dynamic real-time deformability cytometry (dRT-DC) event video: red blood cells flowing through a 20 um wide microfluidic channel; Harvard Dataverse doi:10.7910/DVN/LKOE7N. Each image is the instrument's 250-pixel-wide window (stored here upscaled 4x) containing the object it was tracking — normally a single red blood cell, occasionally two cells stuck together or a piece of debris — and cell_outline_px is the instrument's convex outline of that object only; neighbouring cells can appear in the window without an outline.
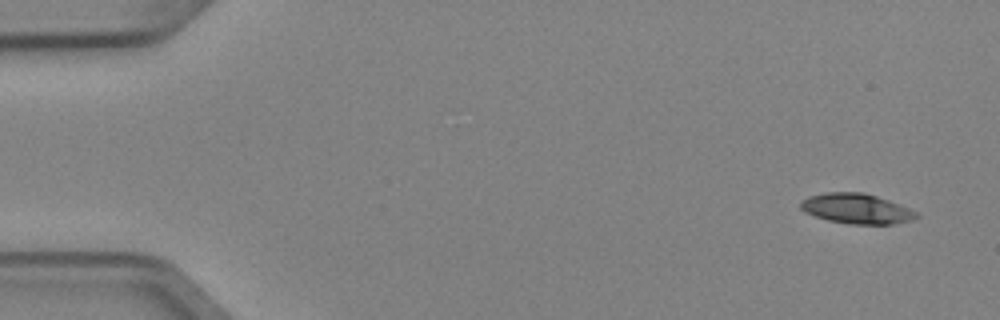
{"species": "Egyptian fruit bat (a non-hibernating species)", "species_latin": "Rousettus aegyptiacus", "temperature_condition": "cold", "stored_images_in_passage": 6, "camera_frame_rate_fps": 3000, "um_per_image_px": 0.085, "animal": {"sex": "female"}, "frame": {"image": 1, "passage_image": 1, "time_ms": 0.0, "image_size_px": [1000, 320], "cell_outline_px": [[920, 216], [912, 220], [892, 224], [848, 224], [828, 220], [804, 212], [800, 208], [800, 204], [808, 196], [824, 192], [864, 192], [888, 200], [908, 208], [916, 212]], "centroid_in_image_um": [72.79, 17.73], "position_along_channel_um": 12.2, "area_um2": 20.23}}
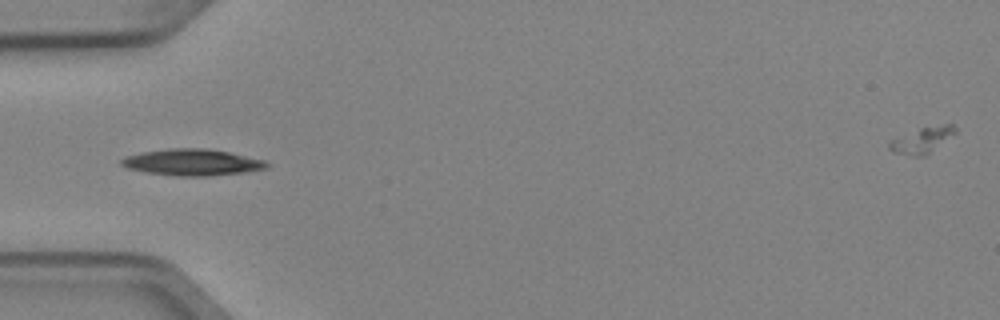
{"frame": {"image": 2, "passage_image": 5, "time_ms": 1.333, "image_size_px": [1000, 320], "cell_outline_px": [[272, 164], [268, 168], [244, 172], [208, 176], [176, 176], [144, 172], [128, 168], [120, 164], [120, 160], [124, 156], [144, 152], [172, 148], [208, 148], [228, 152], [264, 160]], "centroid_in_image_um": [16.34, 13.8], "position_along_channel_um": 68.7, "area_um2": 22.43}}
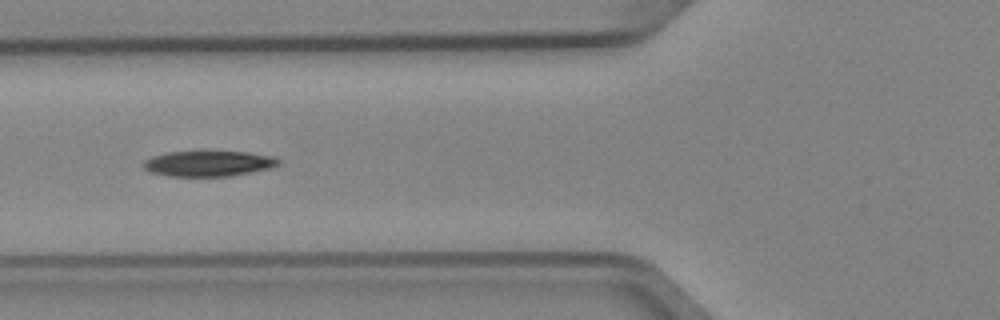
{"frame": {"image": 3, "passage_image": 6, "time_ms": 1.667, "image_size_px": [1000, 320], "cell_outline_px": [[284, 160], [280, 164], [272, 168], [228, 176], [168, 176], [148, 172], [140, 164], [144, 160], [152, 156], [168, 152], [248, 152], [272, 156]], "centroid_in_image_um": [17.72, 13.9], "position_along_channel_um": 108.1, "area_um2": 20.23}}